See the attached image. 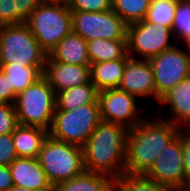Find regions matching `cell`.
I'll return each mask as SVG.
<instances>
[{
    "label": "cell",
    "instance_id": "obj_30",
    "mask_svg": "<svg viewBox=\"0 0 190 191\" xmlns=\"http://www.w3.org/2000/svg\"><path fill=\"white\" fill-rule=\"evenodd\" d=\"M71 12H105L112 9V0H70Z\"/></svg>",
    "mask_w": 190,
    "mask_h": 191
},
{
    "label": "cell",
    "instance_id": "obj_35",
    "mask_svg": "<svg viewBox=\"0 0 190 191\" xmlns=\"http://www.w3.org/2000/svg\"><path fill=\"white\" fill-rule=\"evenodd\" d=\"M179 44L190 53V31H188V34L179 42Z\"/></svg>",
    "mask_w": 190,
    "mask_h": 191
},
{
    "label": "cell",
    "instance_id": "obj_37",
    "mask_svg": "<svg viewBox=\"0 0 190 191\" xmlns=\"http://www.w3.org/2000/svg\"><path fill=\"white\" fill-rule=\"evenodd\" d=\"M179 191H190V176L186 177L184 186Z\"/></svg>",
    "mask_w": 190,
    "mask_h": 191
},
{
    "label": "cell",
    "instance_id": "obj_2",
    "mask_svg": "<svg viewBox=\"0 0 190 191\" xmlns=\"http://www.w3.org/2000/svg\"><path fill=\"white\" fill-rule=\"evenodd\" d=\"M128 132L124 126L101 122L82 146L85 170L115 180L124 174Z\"/></svg>",
    "mask_w": 190,
    "mask_h": 191
},
{
    "label": "cell",
    "instance_id": "obj_26",
    "mask_svg": "<svg viewBox=\"0 0 190 191\" xmlns=\"http://www.w3.org/2000/svg\"><path fill=\"white\" fill-rule=\"evenodd\" d=\"M116 185L122 191H174L165 185L158 184L145 174L127 172L116 180Z\"/></svg>",
    "mask_w": 190,
    "mask_h": 191
},
{
    "label": "cell",
    "instance_id": "obj_16",
    "mask_svg": "<svg viewBox=\"0 0 190 191\" xmlns=\"http://www.w3.org/2000/svg\"><path fill=\"white\" fill-rule=\"evenodd\" d=\"M9 169L14 186L25 189L53 190L38 158L17 157Z\"/></svg>",
    "mask_w": 190,
    "mask_h": 191
},
{
    "label": "cell",
    "instance_id": "obj_31",
    "mask_svg": "<svg viewBox=\"0 0 190 191\" xmlns=\"http://www.w3.org/2000/svg\"><path fill=\"white\" fill-rule=\"evenodd\" d=\"M17 157L13 133L0 135V165L9 166Z\"/></svg>",
    "mask_w": 190,
    "mask_h": 191
},
{
    "label": "cell",
    "instance_id": "obj_11",
    "mask_svg": "<svg viewBox=\"0 0 190 191\" xmlns=\"http://www.w3.org/2000/svg\"><path fill=\"white\" fill-rule=\"evenodd\" d=\"M98 101L102 122L118 124L130 130L148 114L140 106L139 99L118 88L99 91Z\"/></svg>",
    "mask_w": 190,
    "mask_h": 191
},
{
    "label": "cell",
    "instance_id": "obj_27",
    "mask_svg": "<svg viewBox=\"0 0 190 191\" xmlns=\"http://www.w3.org/2000/svg\"><path fill=\"white\" fill-rule=\"evenodd\" d=\"M177 0H151L145 20L150 23H160L172 29Z\"/></svg>",
    "mask_w": 190,
    "mask_h": 191
},
{
    "label": "cell",
    "instance_id": "obj_9",
    "mask_svg": "<svg viewBox=\"0 0 190 191\" xmlns=\"http://www.w3.org/2000/svg\"><path fill=\"white\" fill-rule=\"evenodd\" d=\"M154 73L156 103L170 89L190 75V53L180 44L149 59Z\"/></svg>",
    "mask_w": 190,
    "mask_h": 191
},
{
    "label": "cell",
    "instance_id": "obj_32",
    "mask_svg": "<svg viewBox=\"0 0 190 191\" xmlns=\"http://www.w3.org/2000/svg\"><path fill=\"white\" fill-rule=\"evenodd\" d=\"M17 94L10 87L7 76L0 70V103L14 104Z\"/></svg>",
    "mask_w": 190,
    "mask_h": 191
},
{
    "label": "cell",
    "instance_id": "obj_4",
    "mask_svg": "<svg viewBox=\"0 0 190 191\" xmlns=\"http://www.w3.org/2000/svg\"><path fill=\"white\" fill-rule=\"evenodd\" d=\"M14 105L20 125L49 131L56 111V92L42 76L17 95Z\"/></svg>",
    "mask_w": 190,
    "mask_h": 191
},
{
    "label": "cell",
    "instance_id": "obj_8",
    "mask_svg": "<svg viewBox=\"0 0 190 191\" xmlns=\"http://www.w3.org/2000/svg\"><path fill=\"white\" fill-rule=\"evenodd\" d=\"M175 44L172 30L160 23L144 19L128 25L127 46L131 58L149 60Z\"/></svg>",
    "mask_w": 190,
    "mask_h": 191
},
{
    "label": "cell",
    "instance_id": "obj_24",
    "mask_svg": "<svg viewBox=\"0 0 190 191\" xmlns=\"http://www.w3.org/2000/svg\"><path fill=\"white\" fill-rule=\"evenodd\" d=\"M40 3V0H0V26L25 23Z\"/></svg>",
    "mask_w": 190,
    "mask_h": 191
},
{
    "label": "cell",
    "instance_id": "obj_10",
    "mask_svg": "<svg viewBox=\"0 0 190 191\" xmlns=\"http://www.w3.org/2000/svg\"><path fill=\"white\" fill-rule=\"evenodd\" d=\"M128 24L112 9L105 12H72V31L87 42L93 39L127 40Z\"/></svg>",
    "mask_w": 190,
    "mask_h": 191
},
{
    "label": "cell",
    "instance_id": "obj_25",
    "mask_svg": "<svg viewBox=\"0 0 190 191\" xmlns=\"http://www.w3.org/2000/svg\"><path fill=\"white\" fill-rule=\"evenodd\" d=\"M151 0H112V10L128 25L145 19Z\"/></svg>",
    "mask_w": 190,
    "mask_h": 191
},
{
    "label": "cell",
    "instance_id": "obj_17",
    "mask_svg": "<svg viewBox=\"0 0 190 191\" xmlns=\"http://www.w3.org/2000/svg\"><path fill=\"white\" fill-rule=\"evenodd\" d=\"M53 61L75 65H91L88 55V42L71 31L48 54Z\"/></svg>",
    "mask_w": 190,
    "mask_h": 191
},
{
    "label": "cell",
    "instance_id": "obj_19",
    "mask_svg": "<svg viewBox=\"0 0 190 191\" xmlns=\"http://www.w3.org/2000/svg\"><path fill=\"white\" fill-rule=\"evenodd\" d=\"M129 59L110 60L90 65L91 82L98 91L118 88Z\"/></svg>",
    "mask_w": 190,
    "mask_h": 191
},
{
    "label": "cell",
    "instance_id": "obj_21",
    "mask_svg": "<svg viewBox=\"0 0 190 191\" xmlns=\"http://www.w3.org/2000/svg\"><path fill=\"white\" fill-rule=\"evenodd\" d=\"M88 55L90 64L110 60L130 59L127 40L93 39L88 41Z\"/></svg>",
    "mask_w": 190,
    "mask_h": 191
},
{
    "label": "cell",
    "instance_id": "obj_14",
    "mask_svg": "<svg viewBox=\"0 0 190 191\" xmlns=\"http://www.w3.org/2000/svg\"><path fill=\"white\" fill-rule=\"evenodd\" d=\"M43 76L58 93L88 83L91 80L90 65L62 63L47 56Z\"/></svg>",
    "mask_w": 190,
    "mask_h": 191
},
{
    "label": "cell",
    "instance_id": "obj_3",
    "mask_svg": "<svg viewBox=\"0 0 190 191\" xmlns=\"http://www.w3.org/2000/svg\"><path fill=\"white\" fill-rule=\"evenodd\" d=\"M25 23L49 54L72 31V12L66 4L41 2Z\"/></svg>",
    "mask_w": 190,
    "mask_h": 191
},
{
    "label": "cell",
    "instance_id": "obj_1",
    "mask_svg": "<svg viewBox=\"0 0 190 191\" xmlns=\"http://www.w3.org/2000/svg\"><path fill=\"white\" fill-rule=\"evenodd\" d=\"M147 116L127 134L125 168L127 173L145 174L162 150L181 131L172 122Z\"/></svg>",
    "mask_w": 190,
    "mask_h": 191
},
{
    "label": "cell",
    "instance_id": "obj_18",
    "mask_svg": "<svg viewBox=\"0 0 190 191\" xmlns=\"http://www.w3.org/2000/svg\"><path fill=\"white\" fill-rule=\"evenodd\" d=\"M48 135V131L44 128L19 124L13 132L17 156L38 158L41 146Z\"/></svg>",
    "mask_w": 190,
    "mask_h": 191
},
{
    "label": "cell",
    "instance_id": "obj_38",
    "mask_svg": "<svg viewBox=\"0 0 190 191\" xmlns=\"http://www.w3.org/2000/svg\"><path fill=\"white\" fill-rule=\"evenodd\" d=\"M41 2L62 3L68 5L70 0H40Z\"/></svg>",
    "mask_w": 190,
    "mask_h": 191
},
{
    "label": "cell",
    "instance_id": "obj_34",
    "mask_svg": "<svg viewBox=\"0 0 190 191\" xmlns=\"http://www.w3.org/2000/svg\"><path fill=\"white\" fill-rule=\"evenodd\" d=\"M13 185L9 166L0 165V191H8Z\"/></svg>",
    "mask_w": 190,
    "mask_h": 191
},
{
    "label": "cell",
    "instance_id": "obj_12",
    "mask_svg": "<svg viewBox=\"0 0 190 191\" xmlns=\"http://www.w3.org/2000/svg\"><path fill=\"white\" fill-rule=\"evenodd\" d=\"M145 175L174 191L184 186L187 176L183 166L182 129L162 150Z\"/></svg>",
    "mask_w": 190,
    "mask_h": 191
},
{
    "label": "cell",
    "instance_id": "obj_28",
    "mask_svg": "<svg viewBox=\"0 0 190 191\" xmlns=\"http://www.w3.org/2000/svg\"><path fill=\"white\" fill-rule=\"evenodd\" d=\"M172 35L176 43L179 42L190 31V0H177Z\"/></svg>",
    "mask_w": 190,
    "mask_h": 191
},
{
    "label": "cell",
    "instance_id": "obj_40",
    "mask_svg": "<svg viewBox=\"0 0 190 191\" xmlns=\"http://www.w3.org/2000/svg\"><path fill=\"white\" fill-rule=\"evenodd\" d=\"M111 191H122V190L117 185H115Z\"/></svg>",
    "mask_w": 190,
    "mask_h": 191
},
{
    "label": "cell",
    "instance_id": "obj_33",
    "mask_svg": "<svg viewBox=\"0 0 190 191\" xmlns=\"http://www.w3.org/2000/svg\"><path fill=\"white\" fill-rule=\"evenodd\" d=\"M182 156L186 176H190V134L182 130Z\"/></svg>",
    "mask_w": 190,
    "mask_h": 191
},
{
    "label": "cell",
    "instance_id": "obj_23",
    "mask_svg": "<svg viewBox=\"0 0 190 191\" xmlns=\"http://www.w3.org/2000/svg\"><path fill=\"white\" fill-rule=\"evenodd\" d=\"M45 67L23 66L13 63L0 64L12 90L18 95L43 76Z\"/></svg>",
    "mask_w": 190,
    "mask_h": 191
},
{
    "label": "cell",
    "instance_id": "obj_39",
    "mask_svg": "<svg viewBox=\"0 0 190 191\" xmlns=\"http://www.w3.org/2000/svg\"><path fill=\"white\" fill-rule=\"evenodd\" d=\"M182 130H183L185 133L190 134V120H189L188 123L182 128Z\"/></svg>",
    "mask_w": 190,
    "mask_h": 191
},
{
    "label": "cell",
    "instance_id": "obj_6",
    "mask_svg": "<svg viewBox=\"0 0 190 191\" xmlns=\"http://www.w3.org/2000/svg\"><path fill=\"white\" fill-rule=\"evenodd\" d=\"M47 56L26 23L0 26V64L45 67Z\"/></svg>",
    "mask_w": 190,
    "mask_h": 191
},
{
    "label": "cell",
    "instance_id": "obj_29",
    "mask_svg": "<svg viewBox=\"0 0 190 191\" xmlns=\"http://www.w3.org/2000/svg\"><path fill=\"white\" fill-rule=\"evenodd\" d=\"M18 125L15 105L0 103V135L13 133Z\"/></svg>",
    "mask_w": 190,
    "mask_h": 191
},
{
    "label": "cell",
    "instance_id": "obj_15",
    "mask_svg": "<svg viewBox=\"0 0 190 191\" xmlns=\"http://www.w3.org/2000/svg\"><path fill=\"white\" fill-rule=\"evenodd\" d=\"M157 105L166 108V113L159 112L158 117L182 129L190 120V75L166 92Z\"/></svg>",
    "mask_w": 190,
    "mask_h": 191
},
{
    "label": "cell",
    "instance_id": "obj_22",
    "mask_svg": "<svg viewBox=\"0 0 190 191\" xmlns=\"http://www.w3.org/2000/svg\"><path fill=\"white\" fill-rule=\"evenodd\" d=\"M96 86L91 82L56 93V110L71 111L82 105L99 103Z\"/></svg>",
    "mask_w": 190,
    "mask_h": 191
},
{
    "label": "cell",
    "instance_id": "obj_20",
    "mask_svg": "<svg viewBox=\"0 0 190 191\" xmlns=\"http://www.w3.org/2000/svg\"><path fill=\"white\" fill-rule=\"evenodd\" d=\"M116 180L110 176L84 171L74 178L53 186V191H111Z\"/></svg>",
    "mask_w": 190,
    "mask_h": 191
},
{
    "label": "cell",
    "instance_id": "obj_36",
    "mask_svg": "<svg viewBox=\"0 0 190 191\" xmlns=\"http://www.w3.org/2000/svg\"><path fill=\"white\" fill-rule=\"evenodd\" d=\"M8 191H53V190H37V189H25L23 187H19V186H12Z\"/></svg>",
    "mask_w": 190,
    "mask_h": 191
},
{
    "label": "cell",
    "instance_id": "obj_7",
    "mask_svg": "<svg viewBox=\"0 0 190 191\" xmlns=\"http://www.w3.org/2000/svg\"><path fill=\"white\" fill-rule=\"evenodd\" d=\"M101 122L99 103L82 105L71 111L56 110L48 134L55 140L82 147Z\"/></svg>",
    "mask_w": 190,
    "mask_h": 191
},
{
    "label": "cell",
    "instance_id": "obj_5",
    "mask_svg": "<svg viewBox=\"0 0 190 191\" xmlns=\"http://www.w3.org/2000/svg\"><path fill=\"white\" fill-rule=\"evenodd\" d=\"M38 160L53 186L85 171L82 147L55 140L49 135L41 146Z\"/></svg>",
    "mask_w": 190,
    "mask_h": 191
},
{
    "label": "cell",
    "instance_id": "obj_13",
    "mask_svg": "<svg viewBox=\"0 0 190 191\" xmlns=\"http://www.w3.org/2000/svg\"><path fill=\"white\" fill-rule=\"evenodd\" d=\"M118 89L135 95L139 100L152 98L156 102L154 73L149 60L130 58Z\"/></svg>",
    "mask_w": 190,
    "mask_h": 191
}]
</instances>
